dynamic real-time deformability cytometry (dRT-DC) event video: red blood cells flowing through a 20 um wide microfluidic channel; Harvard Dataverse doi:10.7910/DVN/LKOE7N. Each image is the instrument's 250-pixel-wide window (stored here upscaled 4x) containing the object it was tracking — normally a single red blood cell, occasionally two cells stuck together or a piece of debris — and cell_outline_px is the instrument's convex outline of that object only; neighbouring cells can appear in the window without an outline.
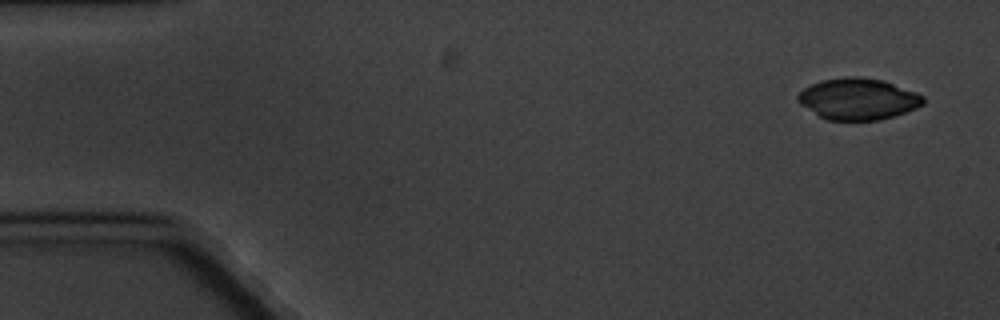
{"species": "common noctule bat (a hibernating species)", "species_latin": "Nyctalus noctula", "temperature_condition": "cold", "stored_images_in_passage": 6, "camera_frame_rate_fps": 3000, "um_per_image_px": 0.085, "animal": {"sex": "male", "body_mass_g": 20.1, "forearm_length_mm": 53.5}, "frame": {"image": 1, "passage_image": 1, "time_ms": 0.0, "image_size_px": [1000, 320], "cell_outline_px": [[924, 104], [916, 108], [880, 120], [828, 120], [820, 116], [800, 104], [796, 100], [796, 96], [804, 88], [820, 80], [844, 76], [856, 76], [884, 80], [916, 92], [924, 96]], "centroid_in_image_um": [72.93, 8.39], "position_along_channel_um": 12.1, "area_um2": 30.29}}